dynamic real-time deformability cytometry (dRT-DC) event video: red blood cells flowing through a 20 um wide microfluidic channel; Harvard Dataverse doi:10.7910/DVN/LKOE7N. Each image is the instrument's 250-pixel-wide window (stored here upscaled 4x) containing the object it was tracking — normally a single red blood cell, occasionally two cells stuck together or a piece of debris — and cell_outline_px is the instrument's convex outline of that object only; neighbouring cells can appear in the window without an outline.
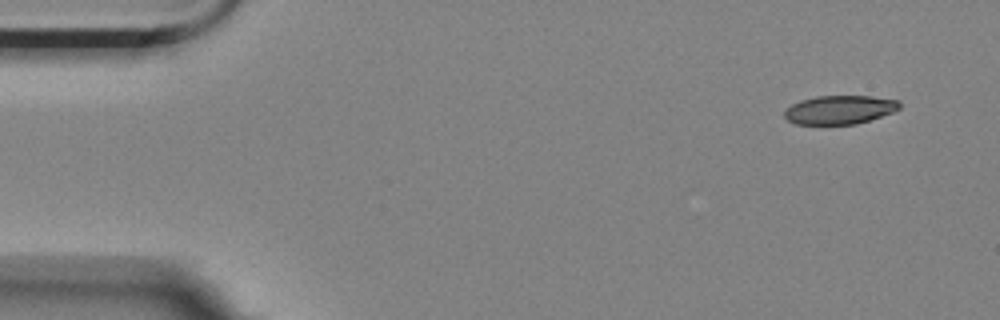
{"species": "Egyptian fruit bat (a non-hibernating species)", "species_latin": "Rousettus aegyptiacus", "temperature_condition": "room temperature", "stored_images_in_passage": 10, "camera_frame_rate_fps": 3000, "um_per_image_px": 0.085, "animal": {"sex": "female"}, "frame": {"image": 1, "passage_image": 1, "time_ms": 0.0, "image_size_px": [1000, 320], "cell_outline_px": [[900, 108], [892, 112], [856, 124], [796, 124], [788, 120], [784, 116], [784, 112], [792, 104], [800, 100], [816, 96], [872, 96], [900, 100]], "centroid_in_image_um": [71.37, 9.32], "position_along_channel_um": 13.6, "area_um2": 19.13}}
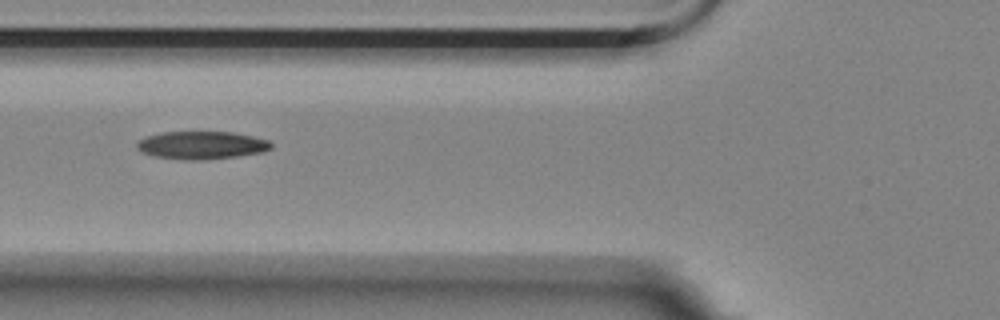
{"frame": {"image": 2, "passage_image": 6, "time_ms": 1.667, "image_size_px": [1000, 320], "cell_outline_px": [[272, 148], [260, 152], [236, 156], [196, 160], [192, 160], [156, 156], [140, 152], [136, 148], [136, 144], [140, 140], [148, 136], [160, 132], [232, 132], [252, 136], [268, 140], [272, 144]], "centroid_in_image_um": [17.12, 12.33], "position_along_channel_um": 108.7, "area_um2": 21.44}}
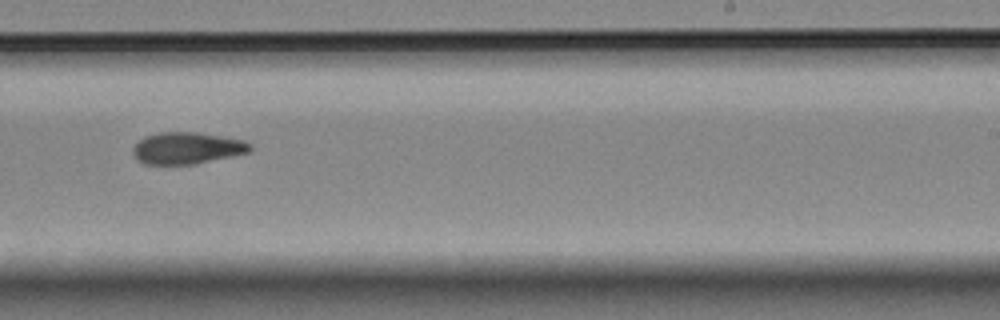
{"frame": {"image": 3, "passage_image": 10, "time_ms": 3.0, "image_size_px": [1000, 320], "cell_outline_px": [[252, 148], [248, 152], [232, 156], [196, 164], [144, 164], [136, 160], [132, 152], [132, 148], [144, 136], [160, 132], [196, 132], [244, 140], [252, 144]], "centroid_in_image_um": [15.87, 12.59], "position_along_channel_um": 273.1, "area_um2": 21.73}}